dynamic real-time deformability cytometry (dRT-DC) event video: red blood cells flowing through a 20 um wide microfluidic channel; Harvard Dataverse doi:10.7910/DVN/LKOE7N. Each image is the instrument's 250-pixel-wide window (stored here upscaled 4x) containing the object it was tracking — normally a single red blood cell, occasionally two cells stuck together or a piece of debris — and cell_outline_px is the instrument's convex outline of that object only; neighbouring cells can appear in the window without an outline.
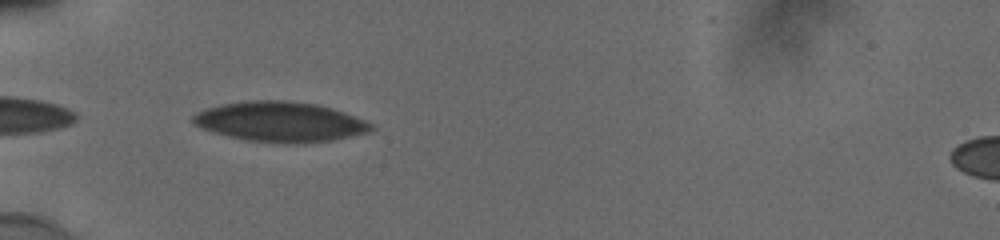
{"species": "human", "species_latin": "Homo sapiens", "temperature_condition": "cold", "stored_images_in_passage": 20, "camera_frame_rate_fps": 3000, "um_per_image_px": 0.085, "donor": {"sex": "male"}, "frame": {"image": 1, "passage_image": 1, "time_ms": 0.0, "image_size_px": [1000, 240], "cell_outline_px": [[376, 128], [368, 132], [332, 140], [300, 144], [284, 144], [248, 140], [228, 136], [200, 128], [192, 120], [192, 116], [196, 112], [204, 108], [224, 104], [248, 100], [284, 100], [316, 104], [332, 108], [344, 112], [376, 124]], "centroid_in_image_um": [23.84, 10.35], "position_along_channel_um": 61.2, "area_um2": 41.79}}
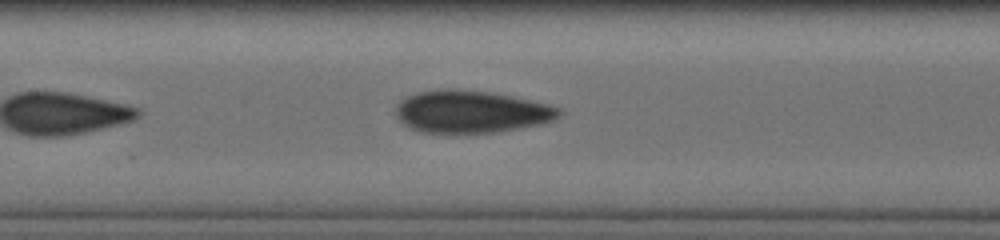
{"frame": {"image": 2, "passage_image": 10, "time_ms": 3.0, "image_size_px": [1000, 240], "cell_outline_px": [[564, 112], [560, 116], [552, 120], [540, 124], [520, 128], [496, 132], [420, 132], [408, 128], [396, 116], [396, 108], [400, 100], [408, 96], [420, 92], [488, 92], [548, 104], [560, 108]], "centroid_in_image_um": [40.08, 9.54], "position_along_channel_um": 167.3, "area_um2": 38.9}}
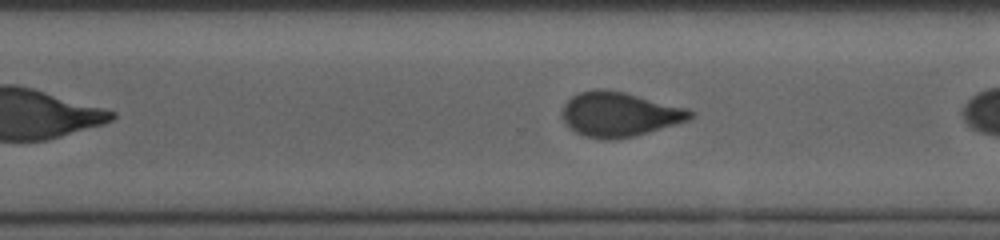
{"frame": {"image": 3, "passage_image": 19, "time_ms": 6.0, "image_size_px": [1000, 240], "cell_outline_px": [[692, 116], [688, 120], [648, 132], [632, 136], [612, 140], [584, 136], [576, 132], [564, 120], [564, 104], [572, 96], [580, 92], [596, 88], [608, 88], [688, 108], [692, 112]], "centroid_in_image_um": [52.65, 9.69], "position_along_channel_um": 317.9, "area_um2": 32.77}}